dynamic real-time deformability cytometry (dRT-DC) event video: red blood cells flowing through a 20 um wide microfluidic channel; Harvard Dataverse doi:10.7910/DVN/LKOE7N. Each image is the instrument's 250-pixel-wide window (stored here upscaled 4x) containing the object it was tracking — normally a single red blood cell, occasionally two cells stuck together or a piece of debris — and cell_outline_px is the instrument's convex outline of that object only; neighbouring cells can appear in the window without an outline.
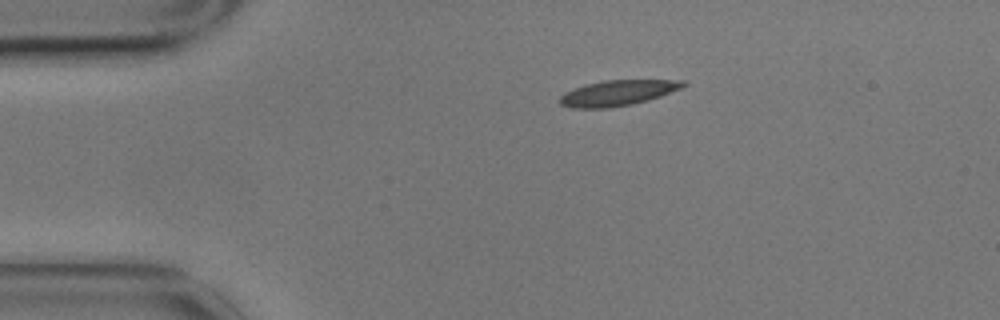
{"species": "common noctule bat (a hibernating species)", "species_latin": "Nyctalus noctula", "temperature_condition": "cold", "stored_images_in_passage": 7, "camera_frame_rate_fps": 3000, "um_per_image_px": 0.085, "animal": {"sex": "male", "body_mass_g": 17.9}, "frame": {"image": 1, "passage_image": 1, "time_ms": 0.0, "image_size_px": [1000, 320], "cell_outline_px": [[688, 84], [680, 88], [660, 96], [648, 100], [632, 104], [608, 108], [572, 108], [560, 104], [556, 100], [564, 92], [584, 84], [604, 80], [684, 80]], "centroid_in_image_um": [52.44, 7.9], "position_along_channel_um": 32.6, "area_um2": 18.44}}